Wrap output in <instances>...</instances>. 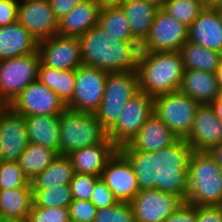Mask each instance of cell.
<instances>
[{
    "label": "cell",
    "mask_w": 222,
    "mask_h": 222,
    "mask_svg": "<svg viewBox=\"0 0 222 222\" xmlns=\"http://www.w3.org/2000/svg\"><path fill=\"white\" fill-rule=\"evenodd\" d=\"M131 163L139 191L157 189L175 194L184 202L189 190V159L192 147L185 139L156 152L118 149Z\"/></svg>",
    "instance_id": "cell-1"
},
{
    "label": "cell",
    "mask_w": 222,
    "mask_h": 222,
    "mask_svg": "<svg viewBox=\"0 0 222 222\" xmlns=\"http://www.w3.org/2000/svg\"><path fill=\"white\" fill-rule=\"evenodd\" d=\"M82 65L107 72L138 71L141 45L118 40L98 24L79 37Z\"/></svg>",
    "instance_id": "cell-2"
},
{
    "label": "cell",
    "mask_w": 222,
    "mask_h": 222,
    "mask_svg": "<svg viewBox=\"0 0 222 222\" xmlns=\"http://www.w3.org/2000/svg\"><path fill=\"white\" fill-rule=\"evenodd\" d=\"M139 88L150 96L179 90L184 67L179 51H141L138 65Z\"/></svg>",
    "instance_id": "cell-3"
},
{
    "label": "cell",
    "mask_w": 222,
    "mask_h": 222,
    "mask_svg": "<svg viewBox=\"0 0 222 222\" xmlns=\"http://www.w3.org/2000/svg\"><path fill=\"white\" fill-rule=\"evenodd\" d=\"M189 190L185 202L194 206L222 204V168L208 151H193L189 159Z\"/></svg>",
    "instance_id": "cell-4"
},
{
    "label": "cell",
    "mask_w": 222,
    "mask_h": 222,
    "mask_svg": "<svg viewBox=\"0 0 222 222\" xmlns=\"http://www.w3.org/2000/svg\"><path fill=\"white\" fill-rule=\"evenodd\" d=\"M60 150L59 155L70 153L95 144L107 138L95 113L78 112L66 108L59 115Z\"/></svg>",
    "instance_id": "cell-5"
},
{
    "label": "cell",
    "mask_w": 222,
    "mask_h": 222,
    "mask_svg": "<svg viewBox=\"0 0 222 222\" xmlns=\"http://www.w3.org/2000/svg\"><path fill=\"white\" fill-rule=\"evenodd\" d=\"M139 91L137 72H108L104 96L99 109L95 112L96 118L106 132L115 125L126 103Z\"/></svg>",
    "instance_id": "cell-6"
},
{
    "label": "cell",
    "mask_w": 222,
    "mask_h": 222,
    "mask_svg": "<svg viewBox=\"0 0 222 222\" xmlns=\"http://www.w3.org/2000/svg\"><path fill=\"white\" fill-rule=\"evenodd\" d=\"M200 104L179 90L154 97V114L179 138L186 139Z\"/></svg>",
    "instance_id": "cell-7"
},
{
    "label": "cell",
    "mask_w": 222,
    "mask_h": 222,
    "mask_svg": "<svg viewBox=\"0 0 222 222\" xmlns=\"http://www.w3.org/2000/svg\"><path fill=\"white\" fill-rule=\"evenodd\" d=\"M154 114V97L141 90L124 106L107 137L119 149L136 136L145 122Z\"/></svg>",
    "instance_id": "cell-8"
},
{
    "label": "cell",
    "mask_w": 222,
    "mask_h": 222,
    "mask_svg": "<svg viewBox=\"0 0 222 222\" xmlns=\"http://www.w3.org/2000/svg\"><path fill=\"white\" fill-rule=\"evenodd\" d=\"M38 51L25 56L0 60V96L10 105L32 82L38 80Z\"/></svg>",
    "instance_id": "cell-9"
},
{
    "label": "cell",
    "mask_w": 222,
    "mask_h": 222,
    "mask_svg": "<svg viewBox=\"0 0 222 222\" xmlns=\"http://www.w3.org/2000/svg\"><path fill=\"white\" fill-rule=\"evenodd\" d=\"M108 72L81 65L75 70V88L68 109L95 113L102 102Z\"/></svg>",
    "instance_id": "cell-10"
},
{
    "label": "cell",
    "mask_w": 222,
    "mask_h": 222,
    "mask_svg": "<svg viewBox=\"0 0 222 222\" xmlns=\"http://www.w3.org/2000/svg\"><path fill=\"white\" fill-rule=\"evenodd\" d=\"M187 40L188 26L160 8L147 37L140 45L142 51H179Z\"/></svg>",
    "instance_id": "cell-11"
},
{
    "label": "cell",
    "mask_w": 222,
    "mask_h": 222,
    "mask_svg": "<svg viewBox=\"0 0 222 222\" xmlns=\"http://www.w3.org/2000/svg\"><path fill=\"white\" fill-rule=\"evenodd\" d=\"M9 106L24 117L60 115L67 108L57 94L39 80L30 83Z\"/></svg>",
    "instance_id": "cell-12"
},
{
    "label": "cell",
    "mask_w": 222,
    "mask_h": 222,
    "mask_svg": "<svg viewBox=\"0 0 222 222\" xmlns=\"http://www.w3.org/2000/svg\"><path fill=\"white\" fill-rule=\"evenodd\" d=\"M38 53L42 65L58 70H76L82 65L78 37L56 34L38 41Z\"/></svg>",
    "instance_id": "cell-13"
},
{
    "label": "cell",
    "mask_w": 222,
    "mask_h": 222,
    "mask_svg": "<svg viewBox=\"0 0 222 222\" xmlns=\"http://www.w3.org/2000/svg\"><path fill=\"white\" fill-rule=\"evenodd\" d=\"M184 201L175 194L157 189L139 191L130 201L136 222H163Z\"/></svg>",
    "instance_id": "cell-14"
},
{
    "label": "cell",
    "mask_w": 222,
    "mask_h": 222,
    "mask_svg": "<svg viewBox=\"0 0 222 222\" xmlns=\"http://www.w3.org/2000/svg\"><path fill=\"white\" fill-rule=\"evenodd\" d=\"M18 22L38 41L57 34L58 19L48 0H19Z\"/></svg>",
    "instance_id": "cell-15"
},
{
    "label": "cell",
    "mask_w": 222,
    "mask_h": 222,
    "mask_svg": "<svg viewBox=\"0 0 222 222\" xmlns=\"http://www.w3.org/2000/svg\"><path fill=\"white\" fill-rule=\"evenodd\" d=\"M100 177L120 202H130L139 192L133 167L119 150L107 161Z\"/></svg>",
    "instance_id": "cell-16"
},
{
    "label": "cell",
    "mask_w": 222,
    "mask_h": 222,
    "mask_svg": "<svg viewBox=\"0 0 222 222\" xmlns=\"http://www.w3.org/2000/svg\"><path fill=\"white\" fill-rule=\"evenodd\" d=\"M28 144L25 117L8 106L0 115V161H17Z\"/></svg>",
    "instance_id": "cell-17"
},
{
    "label": "cell",
    "mask_w": 222,
    "mask_h": 222,
    "mask_svg": "<svg viewBox=\"0 0 222 222\" xmlns=\"http://www.w3.org/2000/svg\"><path fill=\"white\" fill-rule=\"evenodd\" d=\"M193 151H209L221 142L220 120L209 104L200 105L188 137Z\"/></svg>",
    "instance_id": "cell-18"
},
{
    "label": "cell",
    "mask_w": 222,
    "mask_h": 222,
    "mask_svg": "<svg viewBox=\"0 0 222 222\" xmlns=\"http://www.w3.org/2000/svg\"><path fill=\"white\" fill-rule=\"evenodd\" d=\"M178 139L168 126L157 115L153 114L131 142L119 149L156 152L164 147L171 146Z\"/></svg>",
    "instance_id": "cell-19"
},
{
    "label": "cell",
    "mask_w": 222,
    "mask_h": 222,
    "mask_svg": "<svg viewBox=\"0 0 222 222\" xmlns=\"http://www.w3.org/2000/svg\"><path fill=\"white\" fill-rule=\"evenodd\" d=\"M118 148L108 137L99 144L78 149L67 157L70 159L75 173L101 176L107 161Z\"/></svg>",
    "instance_id": "cell-20"
},
{
    "label": "cell",
    "mask_w": 222,
    "mask_h": 222,
    "mask_svg": "<svg viewBox=\"0 0 222 222\" xmlns=\"http://www.w3.org/2000/svg\"><path fill=\"white\" fill-rule=\"evenodd\" d=\"M188 40L222 53L220 9H204L188 27Z\"/></svg>",
    "instance_id": "cell-21"
},
{
    "label": "cell",
    "mask_w": 222,
    "mask_h": 222,
    "mask_svg": "<svg viewBox=\"0 0 222 222\" xmlns=\"http://www.w3.org/2000/svg\"><path fill=\"white\" fill-rule=\"evenodd\" d=\"M38 40L18 20L0 27V60L36 53Z\"/></svg>",
    "instance_id": "cell-22"
},
{
    "label": "cell",
    "mask_w": 222,
    "mask_h": 222,
    "mask_svg": "<svg viewBox=\"0 0 222 222\" xmlns=\"http://www.w3.org/2000/svg\"><path fill=\"white\" fill-rule=\"evenodd\" d=\"M101 7L94 0H84L58 21L57 34L81 37L98 24Z\"/></svg>",
    "instance_id": "cell-23"
},
{
    "label": "cell",
    "mask_w": 222,
    "mask_h": 222,
    "mask_svg": "<svg viewBox=\"0 0 222 222\" xmlns=\"http://www.w3.org/2000/svg\"><path fill=\"white\" fill-rule=\"evenodd\" d=\"M179 91L200 105L210 104L220 95L216 74L198 70H184Z\"/></svg>",
    "instance_id": "cell-24"
},
{
    "label": "cell",
    "mask_w": 222,
    "mask_h": 222,
    "mask_svg": "<svg viewBox=\"0 0 222 222\" xmlns=\"http://www.w3.org/2000/svg\"><path fill=\"white\" fill-rule=\"evenodd\" d=\"M119 6L128 18L132 37L141 44L147 37L161 4L149 0H124Z\"/></svg>",
    "instance_id": "cell-25"
},
{
    "label": "cell",
    "mask_w": 222,
    "mask_h": 222,
    "mask_svg": "<svg viewBox=\"0 0 222 222\" xmlns=\"http://www.w3.org/2000/svg\"><path fill=\"white\" fill-rule=\"evenodd\" d=\"M28 141L56 151L60 150L59 115L25 117Z\"/></svg>",
    "instance_id": "cell-26"
},
{
    "label": "cell",
    "mask_w": 222,
    "mask_h": 222,
    "mask_svg": "<svg viewBox=\"0 0 222 222\" xmlns=\"http://www.w3.org/2000/svg\"><path fill=\"white\" fill-rule=\"evenodd\" d=\"M184 70L215 73L222 62V53L187 40L179 50Z\"/></svg>",
    "instance_id": "cell-27"
},
{
    "label": "cell",
    "mask_w": 222,
    "mask_h": 222,
    "mask_svg": "<svg viewBox=\"0 0 222 222\" xmlns=\"http://www.w3.org/2000/svg\"><path fill=\"white\" fill-rule=\"evenodd\" d=\"M75 175L67 156L58 155L49 166L30 180L32 190L48 189L69 184Z\"/></svg>",
    "instance_id": "cell-28"
},
{
    "label": "cell",
    "mask_w": 222,
    "mask_h": 222,
    "mask_svg": "<svg viewBox=\"0 0 222 222\" xmlns=\"http://www.w3.org/2000/svg\"><path fill=\"white\" fill-rule=\"evenodd\" d=\"M33 206L32 187L0 190V219L23 218Z\"/></svg>",
    "instance_id": "cell-29"
},
{
    "label": "cell",
    "mask_w": 222,
    "mask_h": 222,
    "mask_svg": "<svg viewBox=\"0 0 222 222\" xmlns=\"http://www.w3.org/2000/svg\"><path fill=\"white\" fill-rule=\"evenodd\" d=\"M38 80L54 91L67 106L73 99L75 70H58L40 63Z\"/></svg>",
    "instance_id": "cell-30"
},
{
    "label": "cell",
    "mask_w": 222,
    "mask_h": 222,
    "mask_svg": "<svg viewBox=\"0 0 222 222\" xmlns=\"http://www.w3.org/2000/svg\"><path fill=\"white\" fill-rule=\"evenodd\" d=\"M58 155L48 147L29 143L17 162L23 174L31 180L49 166Z\"/></svg>",
    "instance_id": "cell-31"
},
{
    "label": "cell",
    "mask_w": 222,
    "mask_h": 222,
    "mask_svg": "<svg viewBox=\"0 0 222 222\" xmlns=\"http://www.w3.org/2000/svg\"><path fill=\"white\" fill-rule=\"evenodd\" d=\"M98 25L118 40L137 42L131 35L128 18L120 6L101 8Z\"/></svg>",
    "instance_id": "cell-32"
},
{
    "label": "cell",
    "mask_w": 222,
    "mask_h": 222,
    "mask_svg": "<svg viewBox=\"0 0 222 222\" xmlns=\"http://www.w3.org/2000/svg\"><path fill=\"white\" fill-rule=\"evenodd\" d=\"M33 206L50 208H69L73 201L69 184L58 187H48V189L32 190Z\"/></svg>",
    "instance_id": "cell-33"
},
{
    "label": "cell",
    "mask_w": 222,
    "mask_h": 222,
    "mask_svg": "<svg viewBox=\"0 0 222 222\" xmlns=\"http://www.w3.org/2000/svg\"><path fill=\"white\" fill-rule=\"evenodd\" d=\"M161 8L188 27L205 9L201 0H163Z\"/></svg>",
    "instance_id": "cell-34"
},
{
    "label": "cell",
    "mask_w": 222,
    "mask_h": 222,
    "mask_svg": "<svg viewBox=\"0 0 222 222\" xmlns=\"http://www.w3.org/2000/svg\"><path fill=\"white\" fill-rule=\"evenodd\" d=\"M31 187L17 161H0V190Z\"/></svg>",
    "instance_id": "cell-35"
},
{
    "label": "cell",
    "mask_w": 222,
    "mask_h": 222,
    "mask_svg": "<svg viewBox=\"0 0 222 222\" xmlns=\"http://www.w3.org/2000/svg\"><path fill=\"white\" fill-rule=\"evenodd\" d=\"M93 222H136L130 202H120L97 210Z\"/></svg>",
    "instance_id": "cell-36"
},
{
    "label": "cell",
    "mask_w": 222,
    "mask_h": 222,
    "mask_svg": "<svg viewBox=\"0 0 222 222\" xmlns=\"http://www.w3.org/2000/svg\"><path fill=\"white\" fill-rule=\"evenodd\" d=\"M99 177L100 176H95L92 174L75 173L73 179L69 183L72 198L90 201L95 183Z\"/></svg>",
    "instance_id": "cell-37"
},
{
    "label": "cell",
    "mask_w": 222,
    "mask_h": 222,
    "mask_svg": "<svg viewBox=\"0 0 222 222\" xmlns=\"http://www.w3.org/2000/svg\"><path fill=\"white\" fill-rule=\"evenodd\" d=\"M30 222H71L68 208H42L32 206L28 215Z\"/></svg>",
    "instance_id": "cell-38"
},
{
    "label": "cell",
    "mask_w": 222,
    "mask_h": 222,
    "mask_svg": "<svg viewBox=\"0 0 222 222\" xmlns=\"http://www.w3.org/2000/svg\"><path fill=\"white\" fill-rule=\"evenodd\" d=\"M68 210L71 222H93L98 209L91 201L73 199Z\"/></svg>",
    "instance_id": "cell-39"
},
{
    "label": "cell",
    "mask_w": 222,
    "mask_h": 222,
    "mask_svg": "<svg viewBox=\"0 0 222 222\" xmlns=\"http://www.w3.org/2000/svg\"><path fill=\"white\" fill-rule=\"evenodd\" d=\"M90 201L97 209L110 207L118 202L111 189L106 185L101 177H99L95 183Z\"/></svg>",
    "instance_id": "cell-40"
},
{
    "label": "cell",
    "mask_w": 222,
    "mask_h": 222,
    "mask_svg": "<svg viewBox=\"0 0 222 222\" xmlns=\"http://www.w3.org/2000/svg\"><path fill=\"white\" fill-rule=\"evenodd\" d=\"M163 222H196V206L183 202Z\"/></svg>",
    "instance_id": "cell-41"
},
{
    "label": "cell",
    "mask_w": 222,
    "mask_h": 222,
    "mask_svg": "<svg viewBox=\"0 0 222 222\" xmlns=\"http://www.w3.org/2000/svg\"><path fill=\"white\" fill-rule=\"evenodd\" d=\"M19 0H0V27L17 21Z\"/></svg>",
    "instance_id": "cell-42"
},
{
    "label": "cell",
    "mask_w": 222,
    "mask_h": 222,
    "mask_svg": "<svg viewBox=\"0 0 222 222\" xmlns=\"http://www.w3.org/2000/svg\"><path fill=\"white\" fill-rule=\"evenodd\" d=\"M196 222H222L220 206H196Z\"/></svg>",
    "instance_id": "cell-43"
},
{
    "label": "cell",
    "mask_w": 222,
    "mask_h": 222,
    "mask_svg": "<svg viewBox=\"0 0 222 222\" xmlns=\"http://www.w3.org/2000/svg\"><path fill=\"white\" fill-rule=\"evenodd\" d=\"M55 17L60 20L84 0H48Z\"/></svg>",
    "instance_id": "cell-44"
},
{
    "label": "cell",
    "mask_w": 222,
    "mask_h": 222,
    "mask_svg": "<svg viewBox=\"0 0 222 222\" xmlns=\"http://www.w3.org/2000/svg\"><path fill=\"white\" fill-rule=\"evenodd\" d=\"M216 163L222 168V142L213 146L209 151Z\"/></svg>",
    "instance_id": "cell-45"
},
{
    "label": "cell",
    "mask_w": 222,
    "mask_h": 222,
    "mask_svg": "<svg viewBox=\"0 0 222 222\" xmlns=\"http://www.w3.org/2000/svg\"><path fill=\"white\" fill-rule=\"evenodd\" d=\"M206 9H222V0H201Z\"/></svg>",
    "instance_id": "cell-46"
},
{
    "label": "cell",
    "mask_w": 222,
    "mask_h": 222,
    "mask_svg": "<svg viewBox=\"0 0 222 222\" xmlns=\"http://www.w3.org/2000/svg\"><path fill=\"white\" fill-rule=\"evenodd\" d=\"M219 120H222V100L217 98L209 104Z\"/></svg>",
    "instance_id": "cell-47"
},
{
    "label": "cell",
    "mask_w": 222,
    "mask_h": 222,
    "mask_svg": "<svg viewBox=\"0 0 222 222\" xmlns=\"http://www.w3.org/2000/svg\"><path fill=\"white\" fill-rule=\"evenodd\" d=\"M101 8L119 6L124 0H94Z\"/></svg>",
    "instance_id": "cell-48"
},
{
    "label": "cell",
    "mask_w": 222,
    "mask_h": 222,
    "mask_svg": "<svg viewBox=\"0 0 222 222\" xmlns=\"http://www.w3.org/2000/svg\"><path fill=\"white\" fill-rule=\"evenodd\" d=\"M216 78H217V83L219 85V88L222 89V62L219 66V68L215 72Z\"/></svg>",
    "instance_id": "cell-49"
},
{
    "label": "cell",
    "mask_w": 222,
    "mask_h": 222,
    "mask_svg": "<svg viewBox=\"0 0 222 222\" xmlns=\"http://www.w3.org/2000/svg\"><path fill=\"white\" fill-rule=\"evenodd\" d=\"M1 222H30L28 216L23 218H8L1 220Z\"/></svg>",
    "instance_id": "cell-50"
},
{
    "label": "cell",
    "mask_w": 222,
    "mask_h": 222,
    "mask_svg": "<svg viewBox=\"0 0 222 222\" xmlns=\"http://www.w3.org/2000/svg\"><path fill=\"white\" fill-rule=\"evenodd\" d=\"M9 105L0 96V115Z\"/></svg>",
    "instance_id": "cell-51"
},
{
    "label": "cell",
    "mask_w": 222,
    "mask_h": 222,
    "mask_svg": "<svg viewBox=\"0 0 222 222\" xmlns=\"http://www.w3.org/2000/svg\"><path fill=\"white\" fill-rule=\"evenodd\" d=\"M220 23H221V30H222V9H220Z\"/></svg>",
    "instance_id": "cell-52"
},
{
    "label": "cell",
    "mask_w": 222,
    "mask_h": 222,
    "mask_svg": "<svg viewBox=\"0 0 222 222\" xmlns=\"http://www.w3.org/2000/svg\"><path fill=\"white\" fill-rule=\"evenodd\" d=\"M149 1H155V2L160 3V4H162V2H163V0H149Z\"/></svg>",
    "instance_id": "cell-53"
},
{
    "label": "cell",
    "mask_w": 222,
    "mask_h": 222,
    "mask_svg": "<svg viewBox=\"0 0 222 222\" xmlns=\"http://www.w3.org/2000/svg\"><path fill=\"white\" fill-rule=\"evenodd\" d=\"M220 125H221V142H222V120H220Z\"/></svg>",
    "instance_id": "cell-54"
},
{
    "label": "cell",
    "mask_w": 222,
    "mask_h": 222,
    "mask_svg": "<svg viewBox=\"0 0 222 222\" xmlns=\"http://www.w3.org/2000/svg\"><path fill=\"white\" fill-rule=\"evenodd\" d=\"M219 99L222 100V89H220V95H219Z\"/></svg>",
    "instance_id": "cell-55"
}]
</instances>
